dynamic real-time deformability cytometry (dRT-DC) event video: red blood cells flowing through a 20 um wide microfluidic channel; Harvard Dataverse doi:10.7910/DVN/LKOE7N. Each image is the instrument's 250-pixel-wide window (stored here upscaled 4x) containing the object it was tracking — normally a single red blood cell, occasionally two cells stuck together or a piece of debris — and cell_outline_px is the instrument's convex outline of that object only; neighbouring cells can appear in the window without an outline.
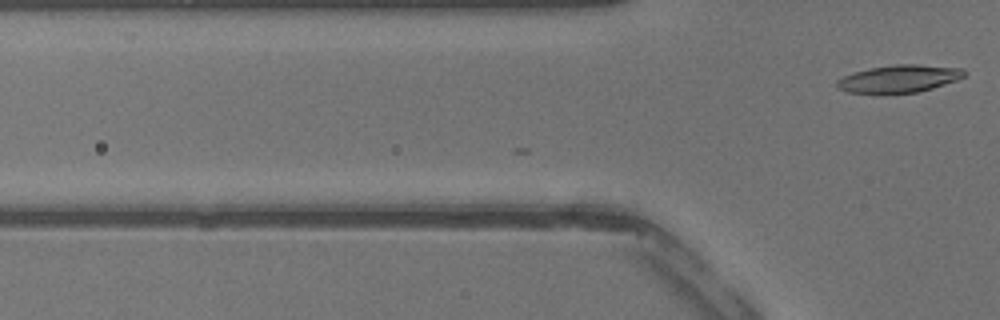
{"species": "common noctule bat (a hibernating species)", "species_latin": "Nyctalus noctula", "temperature_condition": "warm", "stored_images_in_passage": 3, "camera_frame_rate_fps": 3000, "um_per_image_px": 0.085, "animal": {"sex": "male", "body_mass_g": 13.3}, "frame": {"image": 1, "passage_image": 3, "time_ms": 0.667, "image_size_px": [1000, 320], "cell_outline_px": [[968, 72], [964, 76], [956, 80], [932, 88], [916, 92], [848, 92], [836, 88], [836, 80], [844, 76], [868, 68], [896, 64], [916, 64], [964, 68]], "centroid_in_image_um": [76.45, 6.66], "position_along_channel_um": 49.4, "area_um2": 20.11}}